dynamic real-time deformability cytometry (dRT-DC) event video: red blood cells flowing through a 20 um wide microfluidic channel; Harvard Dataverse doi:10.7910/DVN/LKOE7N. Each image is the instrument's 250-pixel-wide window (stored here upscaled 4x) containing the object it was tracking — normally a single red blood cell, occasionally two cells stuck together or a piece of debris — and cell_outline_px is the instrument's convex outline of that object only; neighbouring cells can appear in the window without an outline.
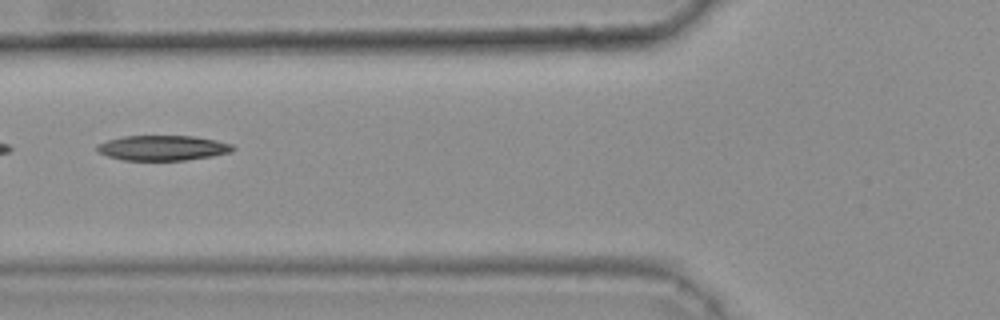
{"species": "common noctule bat (a hibernating species)", "species_latin": "Nyctalus noctula", "temperature_condition": "warm", "stored_images_in_passage": 12, "camera_frame_rate_fps": 3000, "um_per_image_px": 0.085, "animal": {"sex": "female", "body_mass_g": 25.1}, "frame": {"image": 1, "passage_image": 7, "time_ms": 2.0, "image_size_px": [1000, 320], "cell_outline_px": [[236, 148], [232, 152], [212, 156], [184, 160], [124, 160], [108, 156], [100, 152], [96, 148], [96, 144], [108, 140], [124, 136], [196, 136], [216, 140], [232, 144]], "centroid_in_image_um": [13.86, 12.57], "position_along_channel_um": 111.9, "area_um2": 19.83}}
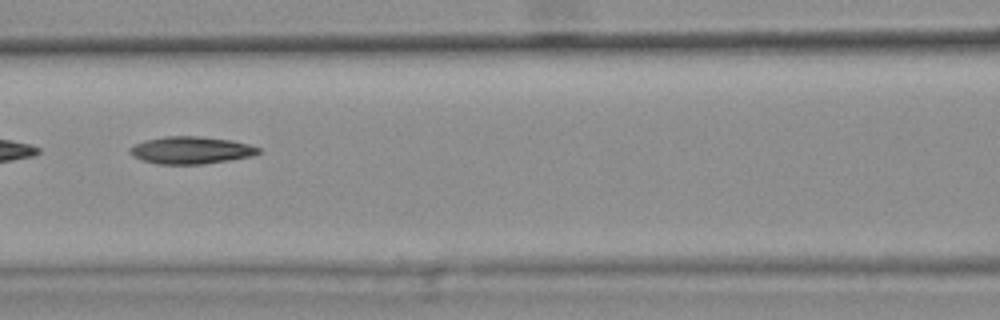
{"frame": {"image": 2, "passage_image": 10, "time_ms": 3.0, "image_size_px": [1000, 320], "cell_outline_px": [[260, 152], [252, 156], [204, 164], [156, 164], [140, 160], [132, 156], [128, 152], [128, 148], [144, 140], [164, 136], [200, 136], [232, 140], [248, 144], [260, 148]], "centroid_in_image_um": [16.18, 12.76], "position_along_channel_um": 150.4, "area_um2": 20.63}}